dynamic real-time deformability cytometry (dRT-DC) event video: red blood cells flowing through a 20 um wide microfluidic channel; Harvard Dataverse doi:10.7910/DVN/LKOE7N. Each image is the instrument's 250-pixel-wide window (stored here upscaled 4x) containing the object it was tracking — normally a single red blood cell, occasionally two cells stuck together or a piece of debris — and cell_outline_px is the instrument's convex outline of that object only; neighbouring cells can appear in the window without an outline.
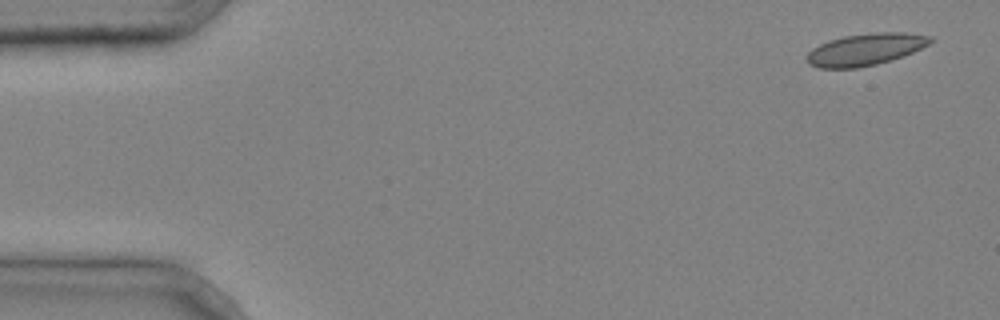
{"species": "common noctule bat (a hibernating species)", "species_latin": "Nyctalus noctula", "temperature_condition": "cold", "stored_images_in_passage": 4, "camera_frame_rate_fps": 3000, "um_per_image_px": 0.085, "animal": {"sex": "male", "body_mass_g": 20.4}, "frame": {"image": 1, "passage_image": 1, "time_ms": 0.0, "image_size_px": [1000, 320], "cell_outline_px": [[936, 40], [912, 52], [876, 64], [856, 68], [820, 68], [808, 64], [808, 52], [812, 48], [828, 40], [844, 36], [876, 32], [904, 32], [932, 36]], "centroid_in_image_um": [73.56, 4.19], "position_along_channel_um": 11.4, "area_um2": 22.77}}
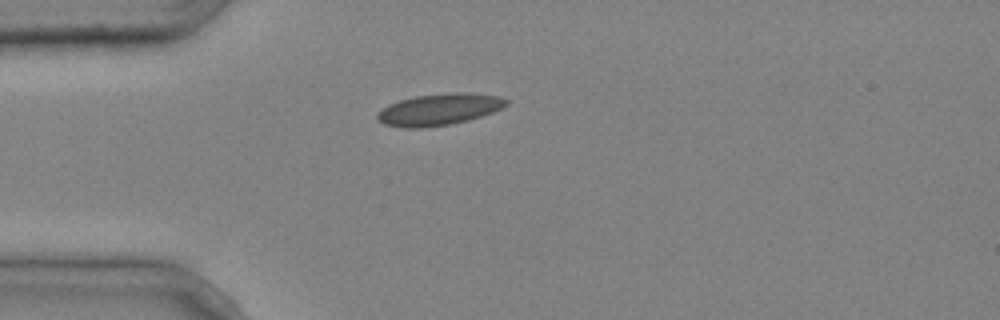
{"frame": {"image": 2, "passage_image": 4, "time_ms": 1.0, "image_size_px": [1000, 320], "cell_outline_px": [[512, 100], [508, 104], [492, 112], [468, 120], [448, 124], [420, 128], [404, 128], [384, 124], [376, 116], [376, 112], [388, 104], [400, 100], [416, 96], [456, 92], [468, 92], [500, 96]], "centroid_in_image_um": [37.34, 9.29], "position_along_channel_um": 47.7, "area_um2": 23.7}}